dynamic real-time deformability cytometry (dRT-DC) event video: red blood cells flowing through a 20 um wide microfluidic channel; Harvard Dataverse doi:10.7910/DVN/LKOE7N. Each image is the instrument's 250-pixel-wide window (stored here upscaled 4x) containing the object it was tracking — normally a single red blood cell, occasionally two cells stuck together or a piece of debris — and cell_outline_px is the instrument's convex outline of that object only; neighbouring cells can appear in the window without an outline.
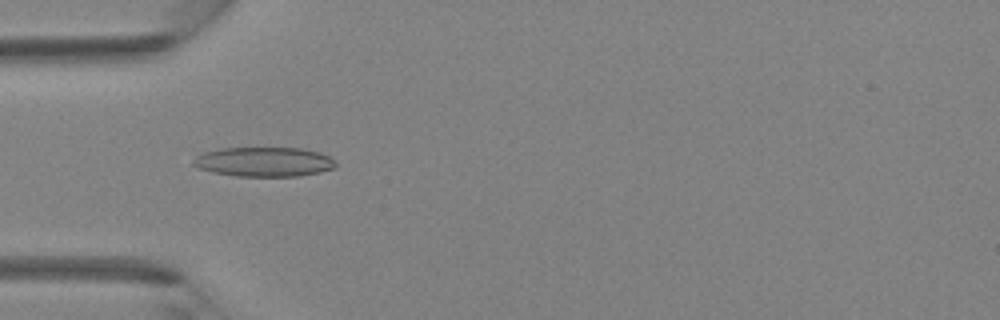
{"species": "Egyptian fruit bat (a non-hibernating species)", "species_latin": "Rousettus aegyptiacus", "temperature_condition": "room temperature", "stored_images_in_passage": 45, "camera_frame_rate_fps": 3000, "um_per_image_px": 0.085, "animal": {"sex": "female"}, "frame": {"image": 1, "passage_image": 14, "time_ms": 4.333, "image_size_px": [1000, 320], "cell_outline_px": [[336, 168], [320, 172], [300, 176], [236, 176], [212, 172], [200, 168], [192, 164], [192, 160], [196, 156], [204, 152], [220, 148], [304, 148], [320, 152], [328, 156], [336, 164]], "centroid_in_image_um": [22.44, 13.75], "position_along_channel_um": 62.6, "area_um2": 24.57}}
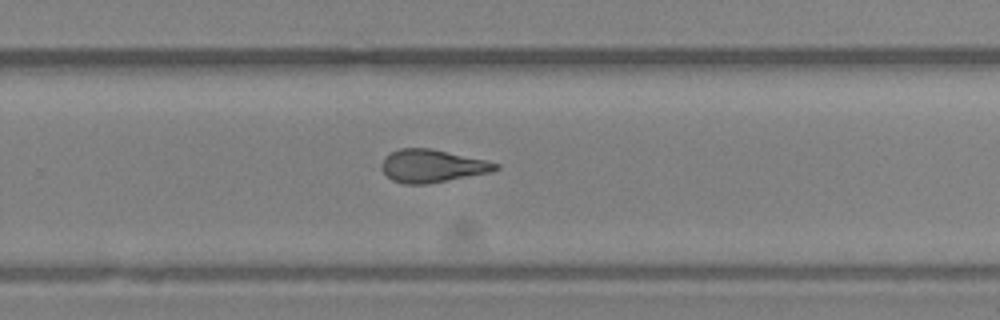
{"frame": {"image": 2, "passage_image": 29, "time_ms": 9.333, "image_size_px": [1000, 320], "cell_outline_px": [[500, 168], [492, 172], [428, 184], [404, 184], [392, 180], [380, 168], [384, 160], [392, 152], [400, 148], [432, 148], [484, 160], [500, 164]], "centroid_in_image_um": [36.76, 14.11], "position_along_channel_um": 293.0, "area_um2": 21.68}}
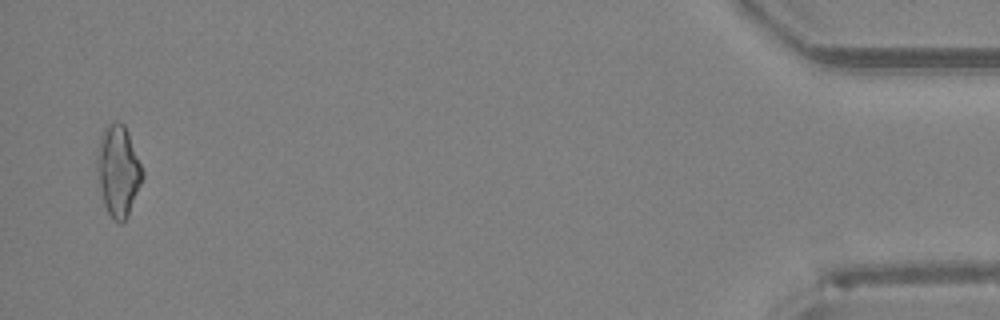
{"frame": {"image": 3, "passage_image": 43, "time_ms": 14.0, "image_size_px": [1000, 320], "cell_outline_px": [[144, 176], [128, 216], [120, 224], [112, 220], [104, 204], [100, 188], [96, 164], [96, 160], [100, 140], [108, 124], [124, 124], [128, 132], [144, 172]], "centroid_in_image_um": [10.06, 14.58], "position_along_channel_um": 425.1, "area_um2": 23.64}}